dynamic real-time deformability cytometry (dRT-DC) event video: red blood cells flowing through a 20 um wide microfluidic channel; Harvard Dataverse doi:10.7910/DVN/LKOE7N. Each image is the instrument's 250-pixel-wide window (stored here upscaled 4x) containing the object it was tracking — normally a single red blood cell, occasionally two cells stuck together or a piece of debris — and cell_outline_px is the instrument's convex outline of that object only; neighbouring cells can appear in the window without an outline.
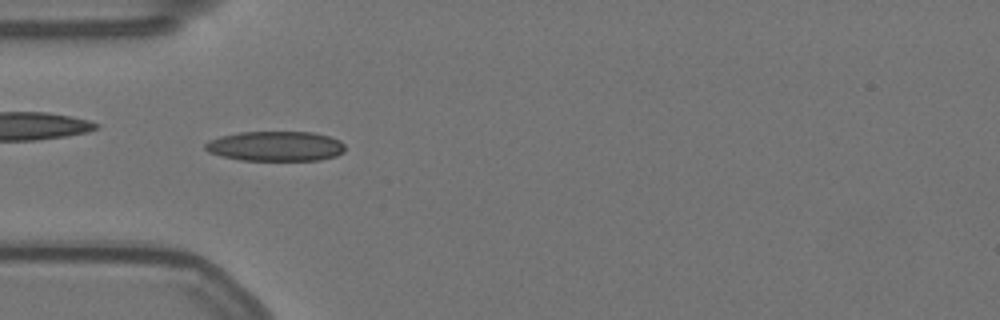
{"species": "Egyptian fruit bat (a non-hibernating species)", "species_latin": "Rousettus aegyptiacus", "temperature_condition": "warm", "stored_images_in_passage": 50, "camera_frame_rate_fps": 3000, "um_per_image_px": 0.085, "animal": {"sex": "female"}, "frame": {"image": 1, "passage_image": 16, "time_ms": 5.0, "image_size_px": [1000, 320], "cell_outline_px": [[344, 152], [336, 156], [320, 160], [240, 160], [220, 156], [208, 152], [204, 148], [204, 144], [208, 140], [220, 136], [240, 132], [312, 132], [328, 136], [340, 140], [344, 144]], "centroid_in_image_um": [23.4, 12.43], "position_along_channel_um": 61.6, "area_um2": 24.51}}
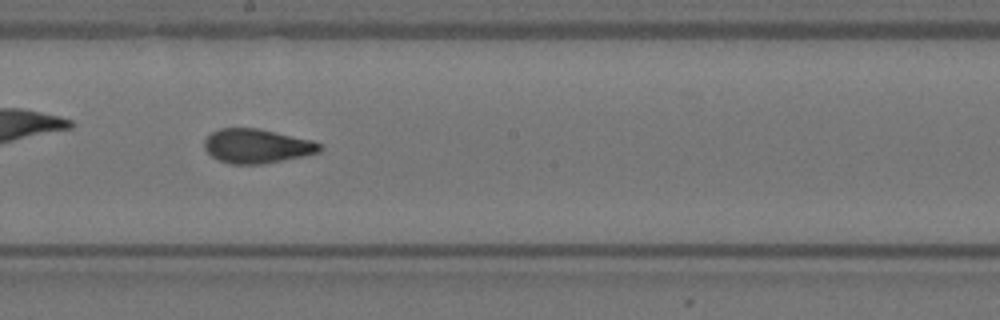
{"frame": {"image": 2, "passage_image": 30, "time_ms": 9.667, "image_size_px": [1000, 320], "cell_outline_px": [[324, 148], [320, 152], [304, 156], [264, 164], [228, 164], [212, 156], [204, 148], [204, 140], [212, 132], [220, 128], [256, 128], [312, 140], [320, 144]], "centroid_in_image_um": [21.84, 12.42], "position_along_channel_um": 226.4, "area_um2": 23.0}}
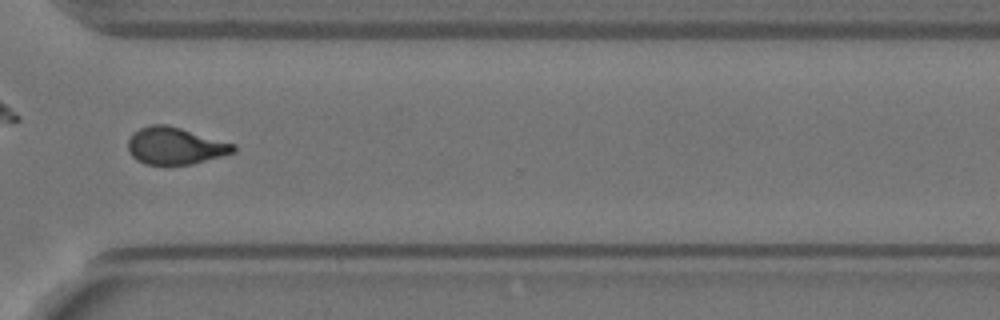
{"frame": {"image": 3, "passage_image": 41, "time_ms": 13.333, "image_size_px": [1000, 320], "cell_outline_px": [[236, 152], [192, 164], [144, 164], [136, 160], [128, 152], [128, 140], [132, 132], [140, 128], [152, 124], [168, 124], [236, 144]], "centroid_in_image_um": [14.88, 12.39], "position_along_channel_um": 355.7, "area_um2": 22.95}, "authors_computed_cell_mechanics": {"area_um2": 23.0333, "velocity_mm_per_s": 3.5335, "shape_relaxation_time_tau1_ms": 5.5411, "shape_relaxation_time_tau2_ms": 1.9938, "deformation_change_tau1": 0.1761, "deformation_change_tau2": 0.0903}}